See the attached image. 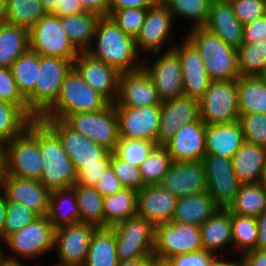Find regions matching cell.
<instances>
[{"mask_svg": "<svg viewBox=\"0 0 266 266\" xmlns=\"http://www.w3.org/2000/svg\"><path fill=\"white\" fill-rule=\"evenodd\" d=\"M147 14V9L125 8L109 10V16L126 34L136 38Z\"/></svg>", "mask_w": 266, "mask_h": 266, "instance_id": "50", "label": "cell"}, {"mask_svg": "<svg viewBox=\"0 0 266 266\" xmlns=\"http://www.w3.org/2000/svg\"><path fill=\"white\" fill-rule=\"evenodd\" d=\"M83 9L98 15L109 16V0H80Z\"/></svg>", "mask_w": 266, "mask_h": 266, "instance_id": "60", "label": "cell"}, {"mask_svg": "<svg viewBox=\"0 0 266 266\" xmlns=\"http://www.w3.org/2000/svg\"><path fill=\"white\" fill-rule=\"evenodd\" d=\"M200 102V119L206 125L239 120L237 80L211 81Z\"/></svg>", "mask_w": 266, "mask_h": 266, "instance_id": "12", "label": "cell"}, {"mask_svg": "<svg viewBox=\"0 0 266 266\" xmlns=\"http://www.w3.org/2000/svg\"><path fill=\"white\" fill-rule=\"evenodd\" d=\"M262 82L266 85V69L258 76Z\"/></svg>", "mask_w": 266, "mask_h": 266, "instance_id": "71", "label": "cell"}, {"mask_svg": "<svg viewBox=\"0 0 266 266\" xmlns=\"http://www.w3.org/2000/svg\"><path fill=\"white\" fill-rule=\"evenodd\" d=\"M29 49V31L7 22L0 24V67L11 65Z\"/></svg>", "mask_w": 266, "mask_h": 266, "instance_id": "35", "label": "cell"}, {"mask_svg": "<svg viewBox=\"0 0 266 266\" xmlns=\"http://www.w3.org/2000/svg\"><path fill=\"white\" fill-rule=\"evenodd\" d=\"M239 114H266V85L258 76L237 79Z\"/></svg>", "mask_w": 266, "mask_h": 266, "instance_id": "37", "label": "cell"}, {"mask_svg": "<svg viewBox=\"0 0 266 266\" xmlns=\"http://www.w3.org/2000/svg\"><path fill=\"white\" fill-rule=\"evenodd\" d=\"M120 138L140 139L157 144L161 105L115 107Z\"/></svg>", "mask_w": 266, "mask_h": 266, "instance_id": "18", "label": "cell"}, {"mask_svg": "<svg viewBox=\"0 0 266 266\" xmlns=\"http://www.w3.org/2000/svg\"><path fill=\"white\" fill-rule=\"evenodd\" d=\"M39 66L34 92L27 99V110L34 119H40L55 104L74 61L39 55Z\"/></svg>", "mask_w": 266, "mask_h": 266, "instance_id": "7", "label": "cell"}, {"mask_svg": "<svg viewBox=\"0 0 266 266\" xmlns=\"http://www.w3.org/2000/svg\"><path fill=\"white\" fill-rule=\"evenodd\" d=\"M96 228L82 222L57 228L54 245V253L58 258L56 263L63 266H84Z\"/></svg>", "mask_w": 266, "mask_h": 266, "instance_id": "17", "label": "cell"}, {"mask_svg": "<svg viewBox=\"0 0 266 266\" xmlns=\"http://www.w3.org/2000/svg\"><path fill=\"white\" fill-rule=\"evenodd\" d=\"M171 164L166 147L156 145L139 167L144 185H159Z\"/></svg>", "mask_w": 266, "mask_h": 266, "instance_id": "46", "label": "cell"}, {"mask_svg": "<svg viewBox=\"0 0 266 266\" xmlns=\"http://www.w3.org/2000/svg\"><path fill=\"white\" fill-rule=\"evenodd\" d=\"M110 166L112 167L116 177L120 180L125 188H132L138 191L145 186L139 167L123 162L112 152Z\"/></svg>", "mask_w": 266, "mask_h": 266, "instance_id": "51", "label": "cell"}, {"mask_svg": "<svg viewBox=\"0 0 266 266\" xmlns=\"http://www.w3.org/2000/svg\"><path fill=\"white\" fill-rule=\"evenodd\" d=\"M75 189L80 222L104 227L103 196L94 188L73 185Z\"/></svg>", "mask_w": 266, "mask_h": 266, "instance_id": "40", "label": "cell"}, {"mask_svg": "<svg viewBox=\"0 0 266 266\" xmlns=\"http://www.w3.org/2000/svg\"><path fill=\"white\" fill-rule=\"evenodd\" d=\"M159 185L177 198L207 192L203 162H172Z\"/></svg>", "mask_w": 266, "mask_h": 266, "instance_id": "20", "label": "cell"}, {"mask_svg": "<svg viewBox=\"0 0 266 266\" xmlns=\"http://www.w3.org/2000/svg\"><path fill=\"white\" fill-rule=\"evenodd\" d=\"M86 52L120 73L137 71L143 64L135 38L119 28L110 16L99 19L92 45Z\"/></svg>", "mask_w": 266, "mask_h": 266, "instance_id": "1", "label": "cell"}, {"mask_svg": "<svg viewBox=\"0 0 266 266\" xmlns=\"http://www.w3.org/2000/svg\"><path fill=\"white\" fill-rule=\"evenodd\" d=\"M86 12L80 0H61V7H57L51 14L59 17L77 15Z\"/></svg>", "mask_w": 266, "mask_h": 266, "instance_id": "59", "label": "cell"}, {"mask_svg": "<svg viewBox=\"0 0 266 266\" xmlns=\"http://www.w3.org/2000/svg\"><path fill=\"white\" fill-rule=\"evenodd\" d=\"M203 250L200 227L169 222L155 226L153 255L158 260Z\"/></svg>", "mask_w": 266, "mask_h": 266, "instance_id": "9", "label": "cell"}, {"mask_svg": "<svg viewBox=\"0 0 266 266\" xmlns=\"http://www.w3.org/2000/svg\"><path fill=\"white\" fill-rule=\"evenodd\" d=\"M245 142L240 121L206 125V154L231 159Z\"/></svg>", "mask_w": 266, "mask_h": 266, "instance_id": "29", "label": "cell"}, {"mask_svg": "<svg viewBox=\"0 0 266 266\" xmlns=\"http://www.w3.org/2000/svg\"><path fill=\"white\" fill-rule=\"evenodd\" d=\"M39 150L42 159L40 182L49 190L65 189L76 184L78 172L64 151L59 137L39 119Z\"/></svg>", "mask_w": 266, "mask_h": 266, "instance_id": "3", "label": "cell"}, {"mask_svg": "<svg viewBox=\"0 0 266 266\" xmlns=\"http://www.w3.org/2000/svg\"><path fill=\"white\" fill-rule=\"evenodd\" d=\"M244 266H266V251L258 249L240 255Z\"/></svg>", "mask_w": 266, "mask_h": 266, "instance_id": "61", "label": "cell"}, {"mask_svg": "<svg viewBox=\"0 0 266 266\" xmlns=\"http://www.w3.org/2000/svg\"><path fill=\"white\" fill-rule=\"evenodd\" d=\"M169 12L172 14L174 21L176 19H185L190 22L191 29L203 27L207 22L212 0H161ZM176 18V19H175Z\"/></svg>", "mask_w": 266, "mask_h": 266, "instance_id": "44", "label": "cell"}, {"mask_svg": "<svg viewBox=\"0 0 266 266\" xmlns=\"http://www.w3.org/2000/svg\"><path fill=\"white\" fill-rule=\"evenodd\" d=\"M5 5L6 22L28 31L47 14L40 0H6Z\"/></svg>", "mask_w": 266, "mask_h": 266, "instance_id": "42", "label": "cell"}, {"mask_svg": "<svg viewBox=\"0 0 266 266\" xmlns=\"http://www.w3.org/2000/svg\"><path fill=\"white\" fill-rule=\"evenodd\" d=\"M5 262L6 260L3 256L2 249H0V266H2Z\"/></svg>", "mask_w": 266, "mask_h": 266, "instance_id": "72", "label": "cell"}, {"mask_svg": "<svg viewBox=\"0 0 266 266\" xmlns=\"http://www.w3.org/2000/svg\"><path fill=\"white\" fill-rule=\"evenodd\" d=\"M231 161L241 184L259 183L266 165V148L245 141Z\"/></svg>", "mask_w": 266, "mask_h": 266, "instance_id": "30", "label": "cell"}, {"mask_svg": "<svg viewBox=\"0 0 266 266\" xmlns=\"http://www.w3.org/2000/svg\"><path fill=\"white\" fill-rule=\"evenodd\" d=\"M200 102L188 96L163 102L157 133V145H164L182 125L200 121Z\"/></svg>", "mask_w": 266, "mask_h": 266, "instance_id": "22", "label": "cell"}, {"mask_svg": "<svg viewBox=\"0 0 266 266\" xmlns=\"http://www.w3.org/2000/svg\"><path fill=\"white\" fill-rule=\"evenodd\" d=\"M6 0H0V24L6 22Z\"/></svg>", "mask_w": 266, "mask_h": 266, "instance_id": "68", "label": "cell"}, {"mask_svg": "<svg viewBox=\"0 0 266 266\" xmlns=\"http://www.w3.org/2000/svg\"><path fill=\"white\" fill-rule=\"evenodd\" d=\"M266 40V15L243 27V40L242 44L254 43L257 41Z\"/></svg>", "mask_w": 266, "mask_h": 266, "instance_id": "57", "label": "cell"}, {"mask_svg": "<svg viewBox=\"0 0 266 266\" xmlns=\"http://www.w3.org/2000/svg\"><path fill=\"white\" fill-rule=\"evenodd\" d=\"M153 266H171L168 261L155 259Z\"/></svg>", "mask_w": 266, "mask_h": 266, "instance_id": "69", "label": "cell"}, {"mask_svg": "<svg viewBox=\"0 0 266 266\" xmlns=\"http://www.w3.org/2000/svg\"><path fill=\"white\" fill-rule=\"evenodd\" d=\"M138 191L124 188L121 191L103 198L104 227L114 225L137 215Z\"/></svg>", "mask_w": 266, "mask_h": 266, "instance_id": "36", "label": "cell"}, {"mask_svg": "<svg viewBox=\"0 0 266 266\" xmlns=\"http://www.w3.org/2000/svg\"><path fill=\"white\" fill-rule=\"evenodd\" d=\"M36 266H38V265H36ZM51 266H63V265H60V264L54 263V264L51 265Z\"/></svg>", "mask_w": 266, "mask_h": 266, "instance_id": "74", "label": "cell"}, {"mask_svg": "<svg viewBox=\"0 0 266 266\" xmlns=\"http://www.w3.org/2000/svg\"><path fill=\"white\" fill-rule=\"evenodd\" d=\"M154 82L146 71L121 73L119 78V92L115 107H140L161 105Z\"/></svg>", "mask_w": 266, "mask_h": 266, "instance_id": "23", "label": "cell"}, {"mask_svg": "<svg viewBox=\"0 0 266 266\" xmlns=\"http://www.w3.org/2000/svg\"><path fill=\"white\" fill-rule=\"evenodd\" d=\"M7 211V197L2 186H0V234L4 230Z\"/></svg>", "mask_w": 266, "mask_h": 266, "instance_id": "65", "label": "cell"}, {"mask_svg": "<svg viewBox=\"0 0 266 266\" xmlns=\"http://www.w3.org/2000/svg\"><path fill=\"white\" fill-rule=\"evenodd\" d=\"M178 198L160 185L144 186L138 190L137 215L144 217L154 227L172 221Z\"/></svg>", "mask_w": 266, "mask_h": 266, "instance_id": "26", "label": "cell"}, {"mask_svg": "<svg viewBox=\"0 0 266 266\" xmlns=\"http://www.w3.org/2000/svg\"><path fill=\"white\" fill-rule=\"evenodd\" d=\"M232 222V244L233 252L239 256L256 249L258 241V225L256 217L243 216L231 213Z\"/></svg>", "mask_w": 266, "mask_h": 266, "instance_id": "43", "label": "cell"}, {"mask_svg": "<svg viewBox=\"0 0 266 266\" xmlns=\"http://www.w3.org/2000/svg\"><path fill=\"white\" fill-rule=\"evenodd\" d=\"M110 102L96 92L73 67L66 75L58 99L41 117L63 120L78 112H95L105 109Z\"/></svg>", "mask_w": 266, "mask_h": 266, "instance_id": "6", "label": "cell"}, {"mask_svg": "<svg viewBox=\"0 0 266 266\" xmlns=\"http://www.w3.org/2000/svg\"><path fill=\"white\" fill-rule=\"evenodd\" d=\"M156 145L147 140L120 138L112 153L123 162L140 167Z\"/></svg>", "mask_w": 266, "mask_h": 266, "instance_id": "47", "label": "cell"}, {"mask_svg": "<svg viewBox=\"0 0 266 266\" xmlns=\"http://www.w3.org/2000/svg\"><path fill=\"white\" fill-rule=\"evenodd\" d=\"M47 218L56 229L80 222L73 187L50 191Z\"/></svg>", "mask_w": 266, "mask_h": 266, "instance_id": "33", "label": "cell"}, {"mask_svg": "<svg viewBox=\"0 0 266 266\" xmlns=\"http://www.w3.org/2000/svg\"><path fill=\"white\" fill-rule=\"evenodd\" d=\"M119 261L150 256L154 249L155 227L144 217L132 216L113 227Z\"/></svg>", "mask_w": 266, "mask_h": 266, "instance_id": "13", "label": "cell"}, {"mask_svg": "<svg viewBox=\"0 0 266 266\" xmlns=\"http://www.w3.org/2000/svg\"><path fill=\"white\" fill-rule=\"evenodd\" d=\"M10 69L21 95L27 100L33 94L38 79L39 54L29 48Z\"/></svg>", "mask_w": 266, "mask_h": 266, "instance_id": "41", "label": "cell"}, {"mask_svg": "<svg viewBox=\"0 0 266 266\" xmlns=\"http://www.w3.org/2000/svg\"><path fill=\"white\" fill-rule=\"evenodd\" d=\"M237 60L240 77L259 76L266 69V40L241 44Z\"/></svg>", "mask_w": 266, "mask_h": 266, "instance_id": "45", "label": "cell"}, {"mask_svg": "<svg viewBox=\"0 0 266 266\" xmlns=\"http://www.w3.org/2000/svg\"><path fill=\"white\" fill-rule=\"evenodd\" d=\"M231 228V212L228 209H218L200 226L203 250L216 256H229L228 251L224 252L227 245L231 251L233 249Z\"/></svg>", "mask_w": 266, "mask_h": 266, "instance_id": "28", "label": "cell"}, {"mask_svg": "<svg viewBox=\"0 0 266 266\" xmlns=\"http://www.w3.org/2000/svg\"><path fill=\"white\" fill-rule=\"evenodd\" d=\"M111 164V153L101 161V165L86 166L78 173L76 185L94 187L97 179L102 176L104 170H106Z\"/></svg>", "mask_w": 266, "mask_h": 266, "instance_id": "55", "label": "cell"}, {"mask_svg": "<svg viewBox=\"0 0 266 266\" xmlns=\"http://www.w3.org/2000/svg\"><path fill=\"white\" fill-rule=\"evenodd\" d=\"M235 16L243 25L264 17L265 0H229Z\"/></svg>", "mask_w": 266, "mask_h": 266, "instance_id": "52", "label": "cell"}, {"mask_svg": "<svg viewBox=\"0 0 266 266\" xmlns=\"http://www.w3.org/2000/svg\"><path fill=\"white\" fill-rule=\"evenodd\" d=\"M29 48L42 56L75 60L79 51L61 26V17L47 13L29 30Z\"/></svg>", "mask_w": 266, "mask_h": 266, "instance_id": "11", "label": "cell"}, {"mask_svg": "<svg viewBox=\"0 0 266 266\" xmlns=\"http://www.w3.org/2000/svg\"><path fill=\"white\" fill-rule=\"evenodd\" d=\"M228 210L243 216H260L266 210V189L260 183L241 184Z\"/></svg>", "mask_w": 266, "mask_h": 266, "instance_id": "39", "label": "cell"}, {"mask_svg": "<svg viewBox=\"0 0 266 266\" xmlns=\"http://www.w3.org/2000/svg\"><path fill=\"white\" fill-rule=\"evenodd\" d=\"M60 139L79 173L86 166L101 165L111 151L71 129L63 120L40 118Z\"/></svg>", "mask_w": 266, "mask_h": 266, "instance_id": "14", "label": "cell"}, {"mask_svg": "<svg viewBox=\"0 0 266 266\" xmlns=\"http://www.w3.org/2000/svg\"><path fill=\"white\" fill-rule=\"evenodd\" d=\"M5 175L40 180L39 119H33L18 136L4 144Z\"/></svg>", "mask_w": 266, "mask_h": 266, "instance_id": "5", "label": "cell"}, {"mask_svg": "<svg viewBox=\"0 0 266 266\" xmlns=\"http://www.w3.org/2000/svg\"><path fill=\"white\" fill-rule=\"evenodd\" d=\"M218 209L208 192L178 198L171 222L188 223L200 227Z\"/></svg>", "mask_w": 266, "mask_h": 266, "instance_id": "31", "label": "cell"}, {"mask_svg": "<svg viewBox=\"0 0 266 266\" xmlns=\"http://www.w3.org/2000/svg\"><path fill=\"white\" fill-rule=\"evenodd\" d=\"M63 121L77 133L106 147L111 152L120 139L118 116L112 103L99 111L67 115Z\"/></svg>", "mask_w": 266, "mask_h": 266, "instance_id": "8", "label": "cell"}, {"mask_svg": "<svg viewBox=\"0 0 266 266\" xmlns=\"http://www.w3.org/2000/svg\"><path fill=\"white\" fill-rule=\"evenodd\" d=\"M258 225V241L256 249L266 251V210L256 217Z\"/></svg>", "mask_w": 266, "mask_h": 266, "instance_id": "62", "label": "cell"}, {"mask_svg": "<svg viewBox=\"0 0 266 266\" xmlns=\"http://www.w3.org/2000/svg\"><path fill=\"white\" fill-rule=\"evenodd\" d=\"M116 236L112 227H97L84 266H117Z\"/></svg>", "mask_w": 266, "mask_h": 266, "instance_id": "34", "label": "cell"}, {"mask_svg": "<svg viewBox=\"0 0 266 266\" xmlns=\"http://www.w3.org/2000/svg\"><path fill=\"white\" fill-rule=\"evenodd\" d=\"M205 136L206 124L200 120L182 125L164 146L172 162L202 161L206 155Z\"/></svg>", "mask_w": 266, "mask_h": 266, "instance_id": "24", "label": "cell"}, {"mask_svg": "<svg viewBox=\"0 0 266 266\" xmlns=\"http://www.w3.org/2000/svg\"><path fill=\"white\" fill-rule=\"evenodd\" d=\"M237 259L234 260V258L229 259L228 257L225 258V256H216V258L213 260L210 266H244L242 259L241 257H239V255Z\"/></svg>", "mask_w": 266, "mask_h": 266, "instance_id": "64", "label": "cell"}, {"mask_svg": "<svg viewBox=\"0 0 266 266\" xmlns=\"http://www.w3.org/2000/svg\"><path fill=\"white\" fill-rule=\"evenodd\" d=\"M204 27L236 49L242 44L244 25L235 16L229 0H212Z\"/></svg>", "mask_w": 266, "mask_h": 266, "instance_id": "27", "label": "cell"}, {"mask_svg": "<svg viewBox=\"0 0 266 266\" xmlns=\"http://www.w3.org/2000/svg\"><path fill=\"white\" fill-rule=\"evenodd\" d=\"M154 255L137 258L128 261H119L117 266H153L155 261Z\"/></svg>", "mask_w": 266, "mask_h": 266, "instance_id": "63", "label": "cell"}, {"mask_svg": "<svg viewBox=\"0 0 266 266\" xmlns=\"http://www.w3.org/2000/svg\"><path fill=\"white\" fill-rule=\"evenodd\" d=\"M5 175L4 144L0 143V186Z\"/></svg>", "mask_w": 266, "mask_h": 266, "instance_id": "67", "label": "cell"}, {"mask_svg": "<svg viewBox=\"0 0 266 266\" xmlns=\"http://www.w3.org/2000/svg\"><path fill=\"white\" fill-rule=\"evenodd\" d=\"M100 15L83 12L61 17V26L69 41L79 52H86L92 45Z\"/></svg>", "mask_w": 266, "mask_h": 266, "instance_id": "32", "label": "cell"}, {"mask_svg": "<svg viewBox=\"0 0 266 266\" xmlns=\"http://www.w3.org/2000/svg\"><path fill=\"white\" fill-rule=\"evenodd\" d=\"M74 68L83 79L98 93L114 104L119 92V78L121 73L92 57L87 52H79L74 60Z\"/></svg>", "mask_w": 266, "mask_h": 266, "instance_id": "21", "label": "cell"}, {"mask_svg": "<svg viewBox=\"0 0 266 266\" xmlns=\"http://www.w3.org/2000/svg\"><path fill=\"white\" fill-rule=\"evenodd\" d=\"M174 22L176 21H174L172 14L161 0H158L154 5L149 7L144 24L135 38L137 51L140 54H149H144L145 57L153 53L162 52L163 50L172 49L176 42L173 40L172 43L170 39L175 37L172 35L177 31L174 30ZM163 47L164 49L162 50Z\"/></svg>", "mask_w": 266, "mask_h": 266, "instance_id": "10", "label": "cell"}, {"mask_svg": "<svg viewBox=\"0 0 266 266\" xmlns=\"http://www.w3.org/2000/svg\"><path fill=\"white\" fill-rule=\"evenodd\" d=\"M40 2L47 13H52L57 7H61V0H40Z\"/></svg>", "mask_w": 266, "mask_h": 266, "instance_id": "66", "label": "cell"}, {"mask_svg": "<svg viewBox=\"0 0 266 266\" xmlns=\"http://www.w3.org/2000/svg\"><path fill=\"white\" fill-rule=\"evenodd\" d=\"M202 162L208 194L219 208L228 209L241 185L234 172L231 159L206 154Z\"/></svg>", "mask_w": 266, "mask_h": 266, "instance_id": "16", "label": "cell"}, {"mask_svg": "<svg viewBox=\"0 0 266 266\" xmlns=\"http://www.w3.org/2000/svg\"><path fill=\"white\" fill-rule=\"evenodd\" d=\"M151 56H154L152 63L146 56L143 58L142 68L154 82L162 103L183 96L182 70L177 52L172 48Z\"/></svg>", "mask_w": 266, "mask_h": 266, "instance_id": "15", "label": "cell"}, {"mask_svg": "<svg viewBox=\"0 0 266 266\" xmlns=\"http://www.w3.org/2000/svg\"><path fill=\"white\" fill-rule=\"evenodd\" d=\"M181 39L179 43H175L173 49L179 55L184 95L200 100L208 89L211 79L199 51L185 36Z\"/></svg>", "mask_w": 266, "mask_h": 266, "instance_id": "19", "label": "cell"}, {"mask_svg": "<svg viewBox=\"0 0 266 266\" xmlns=\"http://www.w3.org/2000/svg\"><path fill=\"white\" fill-rule=\"evenodd\" d=\"M185 37L199 51L211 81L237 80L240 77L236 48L204 26L190 29Z\"/></svg>", "mask_w": 266, "mask_h": 266, "instance_id": "2", "label": "cell"}, {"mask_svg": "<svg viewBox=\"0 0 266 266\" xmlns=\"http://www.w3.org/2000/svg\"><path fill=\"white\" fill-rule=\"evenodd\" d=\"M216 255L206 250L180 254L169 258L171 266H210Z\"/></svg>", "mask_w": 266, "mask_h": 266, "instance_id": "54", "label": "cell"}, {"mask_svg": "<svg viewBox=\"0 0 266 266\" xmlns=\"http://www.w3.org/2000/svg\"><path fill=\"white\" fill-rule=\"evenodd\" d=\"M38 217L35 212L20 203L7 201L5 225L3 232L0 234V243L10 235L32 223Z\"/></svg>", "mask_w": 266, "mask_h": 266, "instance_id": "48", "label": "cell"}, {"mask_svg": "<svg viewBox=\"0 0 266 266\" xmlns=\"http://www.w3.org/2000/svg\"><path fill=\"white\" fill-rule=\"evenodd\" d=\"M158 0H109V10L125 8L148 9Z\"/></svg>", "mask_w": 266, "mask_h": 266, "instance_id": "58", "label": "cell"}, {"mask_svg": "<svg viewBox=\"0 0 266 266\" xmlns=\"http://www.w3.org/2000/svg\"><path fill=\"white\" fill-rule=\"evenodd\" d=\"M0 101L27 104V100L18 89L10 68L0 67Z\"/></svg>", "mask_w": 266, "mask_h": 266, "instance_id": "53", "label": "cell"}, {"mask_svg": "<svg viewBox=\"0 0 266 266\" xmlns=\"http://www.w3.org/2000/svg\"><path fill=\"white\" fill-rule=\"evenodd\" d=\"M2 266H25V265L24 264H16V263L5 262Z\"/></svg>", "mask_w": 266, "mask_h": 266, "instance_id": "73", "label": "cell"}, {"mask_svg": "<svg viewBox=\"0 0 266 266\" xmlns=\"http://www.w3.org/2000/svg\"><path fill=\"white\" fill-rule=\"evenodd\" d=\"M1 186L7 201L20 203L38 216H47L50 191L39 180L4 176Z\"/></svg>", "mask_w": 266, "mask_h": 266, "instance_id": "25", "label": "cell"}, {"mask_svg": "<svg viewBox=\"0 0 266 266\" xmlns=\"http://www.w3.org/2000/svg\"><path fill=\"white\" fill-rule=\"evenodd\" d=\"M259 183L266 189V165Z\"/></svg>", "mask_w": 266, "mask_h": 266, "instance_id": "70", "label": "cell"}, {"mask_svg": "<svg viewBox=\"0 0 266 266\" xmlns=\"http://www.w3.org/2000/svg\"><path fill=\"white\" fill-rule=\"evenodd\" d=\"M239 121L243 129L244 140L266 148V114H240Z\"/></svg>", "mask_w": 266, "mask_h": 266, "instance_id": "49", "label": "cell"}, {"mask_svg": "<svg viewBox=\"0 0 266 266\" xmlns=\"http://www.w3.org/2000/svg\"><path fill=\"white\" fill-rule=\"evenodd\" d=\"M94 188L104 197L113 195L125 187L114 174L112 167L109 166L103 171L102 176L97 179Z\"/></svg>", "mask_w": 266, "mask_h": 266, "instance_id": "56", "label": "cell"}, {"mask_svg": "<svg viewBox=\"0 0 266 266\" xmlns=\"http://www.w3.org/2000/svg\"><path fill=\"white\" fill-rule=\"evenodd\" d=\"M33 119L27 104L0 101V143L5 144L20 135Z\"/></svg>", "mask_w": 266, "mask_h": 266, "instance_id": "38", "label": "cell"}, {"mask_svg": "<svg viewBox=\"0 0 266 266\" xmlns=\"http://www.w3.org/2000/svg\"><path fill=\"white\" fill-rule=\"evenodd\" d=\"M55 231L56 228L47 216H39L32 223L1 242L2 253L6 262L23 264V261L38 260L48 252H54ZM3 248L8 251H4Z\"/></svg>", "mask_w": 266, "mask_h": 266, "instance_id": "4", "label": "cell"}]
</instances>
